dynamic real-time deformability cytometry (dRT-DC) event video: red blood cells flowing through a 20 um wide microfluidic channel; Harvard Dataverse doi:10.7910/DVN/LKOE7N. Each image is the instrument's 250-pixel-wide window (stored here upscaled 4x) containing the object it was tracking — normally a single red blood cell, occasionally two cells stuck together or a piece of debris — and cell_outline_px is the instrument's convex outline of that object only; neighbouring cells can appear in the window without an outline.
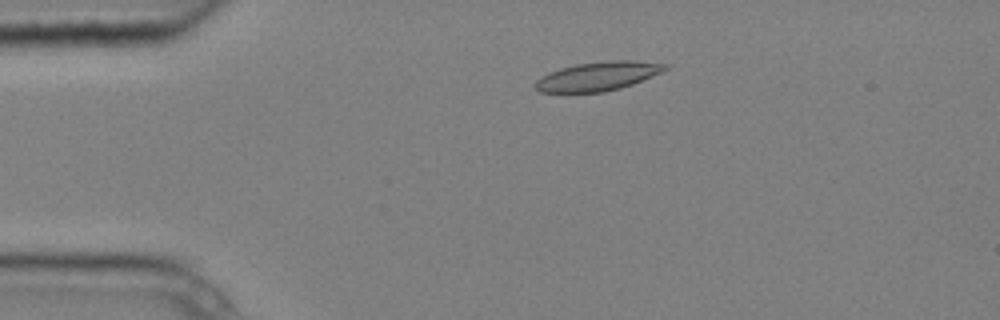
{"species": "common noctule bat (a hibernating species)", "species_latin": "Nyctalus noctula", "temperature_condition": "cold", "stored_images_in_passage": 4, "camera_frame_rate_fps": 3000, "um_per_image_px": 0.085, "animal": {"sex": "male", "body_mass_g": 20.4}, "frame": {"image": 1, "passage_image": 3, "time_ms": 0.667, "image_size_px": [1000, 320], "cell_outline_px": [[668, 68], [660, 72], [632, 84], [620, 88], [604, 92], [540, 92], [536, 88], [536, 80], [548, 72], [560, 68], [576, 64], [608, 60], [632, 60], [668, 64]], "centroid_in_image_um": [50.81, 6.47], "position_along_channel_um": 34.2, "area_um2": 21.68}}